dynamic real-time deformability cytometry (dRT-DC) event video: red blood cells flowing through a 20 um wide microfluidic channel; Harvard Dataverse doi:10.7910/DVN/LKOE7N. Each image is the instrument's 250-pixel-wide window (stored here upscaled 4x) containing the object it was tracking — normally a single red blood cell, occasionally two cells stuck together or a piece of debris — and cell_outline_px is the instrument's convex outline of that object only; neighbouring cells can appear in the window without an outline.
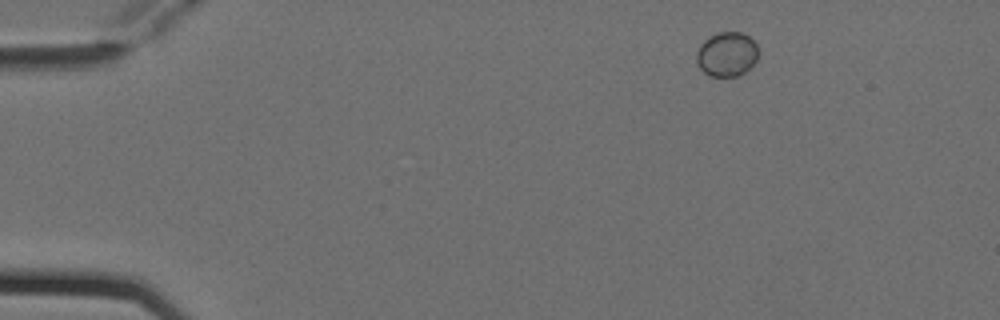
{"species": "Egyptian fruit bat (a non-hibernating species)", "species_latin": "Rousettus aegyptiacus", "temperature_condition": "cold", "stored_images_in_passage": 3, "camera_frame_rate_fps": 3000, "um_per_image_px": 0.085, "animal": {"sex": "female"}, "frame": {"image": 1, "passage_image": 3, "time_ms": 0.667, "image_size_px": [1000, 320], "cell_outline_px": [[756, 60], [744, 72], [736, 76], [712, 76], [704, 72], [700, 68], [696, 60], [696, 52], [700, 44], [704, 40], [716, 32], [740, 32], [748, 36], [756, 44]], "centroid_in_image_um": [61.73, 4.59], "position_along_channel_um": 23.3, "area_um2": 15.78}}